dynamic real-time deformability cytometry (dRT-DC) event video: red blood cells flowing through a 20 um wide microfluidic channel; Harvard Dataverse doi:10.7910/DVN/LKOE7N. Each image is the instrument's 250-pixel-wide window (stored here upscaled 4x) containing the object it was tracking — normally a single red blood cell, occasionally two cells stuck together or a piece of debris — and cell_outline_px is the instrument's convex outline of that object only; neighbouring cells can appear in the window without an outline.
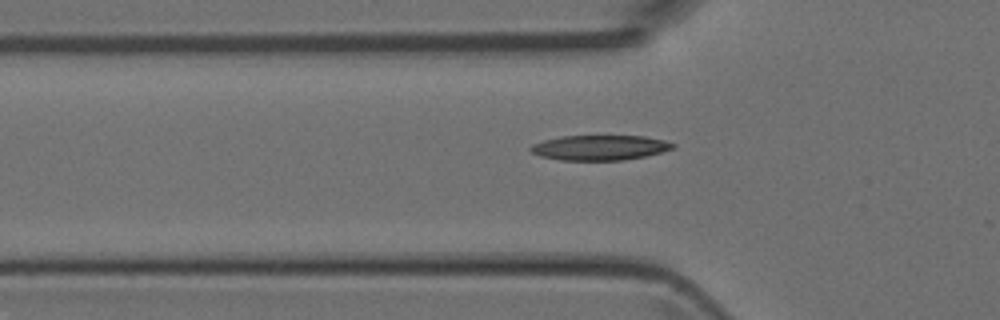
{"species": "Egyptian fruit bat (a non-hibernating species)", "species_latin": "Rousettus aegyptiacus", "temperature_condition": "room temperature", "stored_images_in_passage": 18, "camera_frame_rate_fps": 3000, "um_per_image_px": 0.085, "animal": {"sex": "female"}, "frame": {"image": 1, "passage_image": 4, "time_ms": 1.0, "image_size_px": [1000, 320], "cell_outline_px": [[676, 148], [644, 156], [624, 160], [560, 160], [540, 156], [532, 152], [528, 148], [532, 144], [544, 140], [560, 136], [644, 136], [664, 140], [676, 144]], "centroid_in_image_um": [50.98, 12.54], "position_along_channel_um": 74.8, "area_um2": 20.75}}
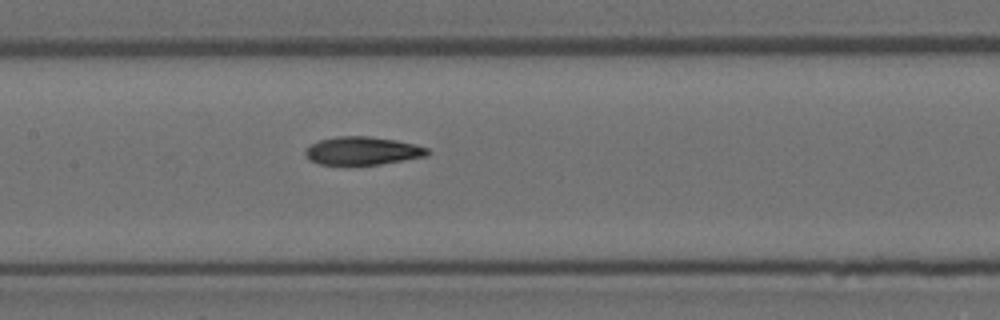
{"frame": {"image": 2, "passage_image": 11, "time_ms": 3.333, "image_size_px": [1000, 320], "cell_outline_px": [[432, 152], [428, 156], [380, 164], [320, 164], [308, 160], [304, 152], [304, 148], [320, 140], [336, 136], [368, 136], [396, 140], [416, 144], [428, 148]], "centroid_in_image_um": [30.83, 12.81], "position_along_channel_um": 176.6, "area_um2": 20.11}}
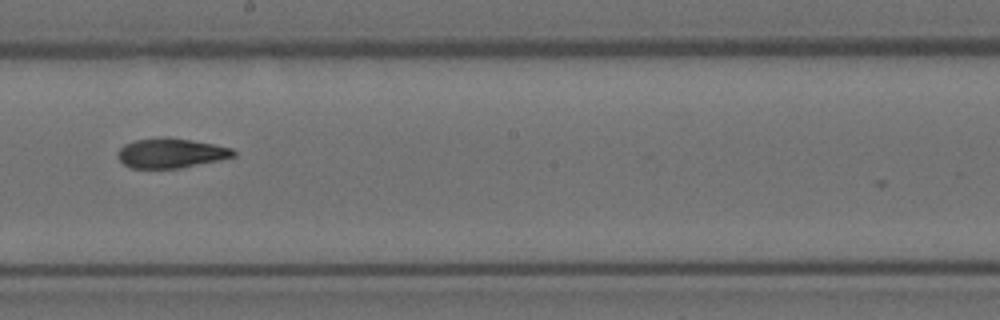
{"frame": {"image": 3, "passage_image": 15, "time_ms": 4.667, "image_size_px": [1000, 320], "cell_outline_px": [[236, 156], [220, 160], [180, 168], [132, 168], [124, 164], [120, 160], [116, 152], [124, 144], [136, 140], [164, 136], [168, 136], [212, 144], [232, 148], [236, 152]], "centroid_in_image_um": [14.52, 13.01], "position_along_channel_um": 233.7, "area_um2": 20.06}}